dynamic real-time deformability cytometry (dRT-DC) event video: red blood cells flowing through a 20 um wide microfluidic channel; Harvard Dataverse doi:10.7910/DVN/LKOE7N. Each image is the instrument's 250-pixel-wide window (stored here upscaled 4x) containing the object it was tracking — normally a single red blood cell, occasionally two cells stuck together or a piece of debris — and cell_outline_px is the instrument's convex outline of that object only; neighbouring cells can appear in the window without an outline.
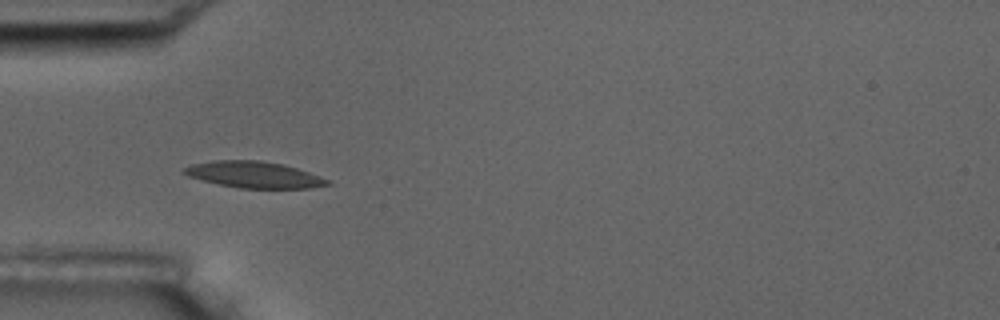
{"species": "common noctule bat (a hibernating species)", "species_latin": "Nyctalus noctula", "temperature_condition": "room temperature", "stored_images_in_passage": 7, "camera_frame_rate_fps": 3000, "um_per_image_px": 0.085, "animal": {"sex": "male", "body_mass_g": 17.5, "forearm_length_mm": 52.3}, "frame": {"image": 1, "passage_image": 6, "time_ms": 5.667, "image_size_px": [1000, 320], "cell_outline_px": [[332, 184], [312, 188], [240, 188], [200, 180], [188, 176], [180, 172], [180, 168], [192, 164], [212, 160], [260, 160], [284, 164], [320, 176], [328, 180]], "centroid_in_image_um": [21.53, 14.84], "position_along_channel_um": 63.5, "area_um2": 22.2}}